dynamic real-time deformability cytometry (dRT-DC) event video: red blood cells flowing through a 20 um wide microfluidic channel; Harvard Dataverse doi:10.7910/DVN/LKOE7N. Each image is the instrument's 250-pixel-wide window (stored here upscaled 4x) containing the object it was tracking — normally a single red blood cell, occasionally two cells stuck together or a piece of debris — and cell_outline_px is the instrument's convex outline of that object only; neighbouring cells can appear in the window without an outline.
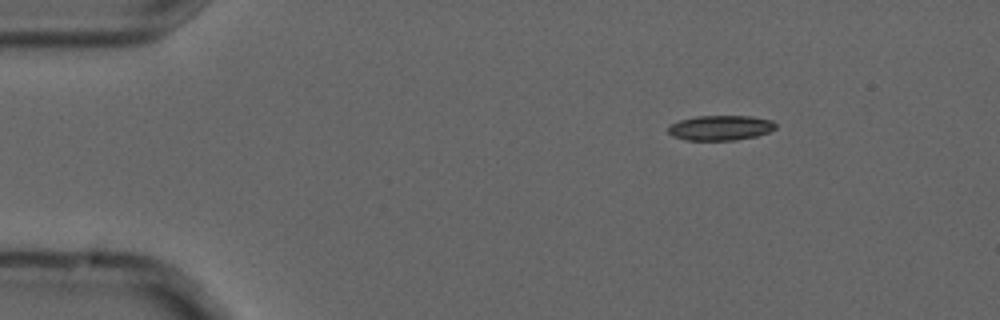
{"species": "common noctule bat (a hibernating species)", "species_latin": "Nyctalus noctula", "temperature_condition": "cold", "stored_images_in_passage": 4, "camera_frame_rate_fps": 3000, "um_per_image_px": 0.085, "animal": {"sex": "male", "forearm_length_mm": 52.5}, "frame": {"image": 1, "passage_image": 1, "time_ms": 0.0, "image_size_px": [1000, 320], "cell_outline_px": [[776, 128], [768, 132], [756, 136], [736, 140], [688, 140], [672, 136], [668, 132], [668, 128], [672, 124], [680, 120], [696, 116], [752, 116], [772, 120], [776, 124]], "centroid_in_image_um": [61.26, 10.86], "position_along_channel_um": 23.7, "area_um2": 15.61}}
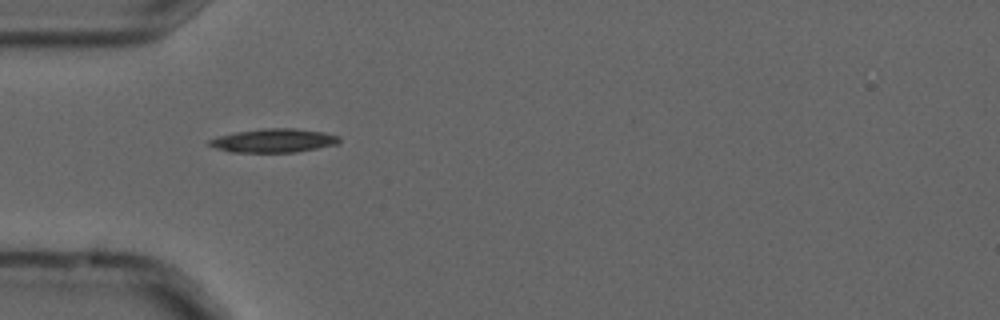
{"frame": {"image": 2, "passage_image": 3, "time_ms": 0.667, "image_size_px": [1000, 320], "cell_outline_px": [[340, 144], [296, 152], [228, 152], [216, 148], [208, 144], [208, 140], [220, 136], [236, 132], [264, 128], [296, 128], [324, 132], [340, 136]], "centroid_in_image_um": [23.31, 11.95], "position_along_channel_um": 61.7, "area_um2": 18.03}}